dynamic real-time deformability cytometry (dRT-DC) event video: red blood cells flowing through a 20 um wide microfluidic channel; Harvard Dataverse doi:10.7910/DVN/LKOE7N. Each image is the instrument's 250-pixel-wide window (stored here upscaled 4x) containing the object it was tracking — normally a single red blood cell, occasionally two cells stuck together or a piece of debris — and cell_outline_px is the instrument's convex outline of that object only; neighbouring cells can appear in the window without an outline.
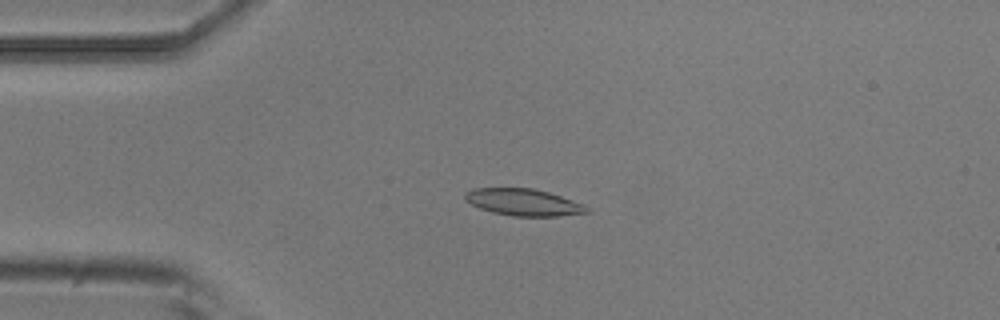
{"species": "common noctule bat (a hibernating species)", "species_latin": "Nyctalus noctula", "temperature_condition": "room temperature", "stored_images_in_passage": 10, "camera_frame_rate_fps": 3000, "um_per_image_px": 0.085, "animal": {"sex": "male", "body_mass_g": 20.5, "forearm_length_mm": 52.5}, "frame": {"image": 1, "passage_image": 3, "time_ms": 0.667, "image_size_px": [1000, 320], "cell_outline_px": [[588, 212], [556, 216], [512, 216], [492, 212], [480, 208], [464, 200], [464, 192], [472, 188], [532, 188], [548, 192], [584, 204], [588, 208]], "centroid_in_image_um": [44.44, 17.18], "position_along_channel_um": 40.6, "area_um2": 18.96}}
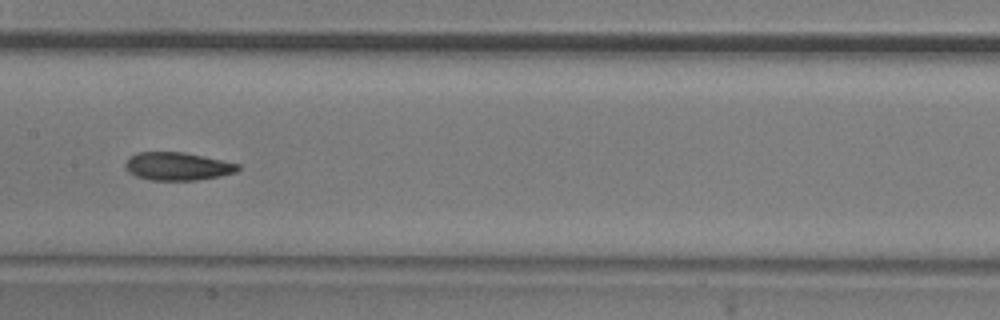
{"frame": {"image": 2, "passage_image": 7, "time_ms": 2.0, "image_size_px": [1000, 320], "cell_outline_px": [[240, 168], [236, 172], [220, 176], [196, 180], [152, 180], [136, 176], [128, 172], [124, 168], [124, 164], [128, 156], [136, 152], [184, 152], [240, 164]], "centroid_in_image_um": [15.04, 14.13], "position_along_channel_um": 192.4, "area_um2": 18.5}}
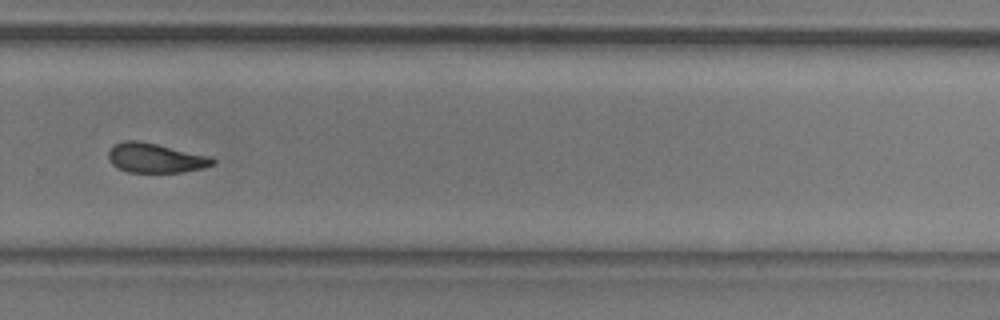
{"frame": {"image": 3, "passage_image": 10, "time_ms": 3.0, "image_size_px": [1000, 320], "cell_outline_px": [[216, 164], [204, 168], [184, 172], [128, 172], [112, 164], [108, 156], [108, 152], [116, 144], [124, 140], [140, 140], [212, 156], [216, 160]], "centroid_in_image_um": [13.28, 13.42], "position_along_channel_um": 316.5, "area_um2": 18.09}}